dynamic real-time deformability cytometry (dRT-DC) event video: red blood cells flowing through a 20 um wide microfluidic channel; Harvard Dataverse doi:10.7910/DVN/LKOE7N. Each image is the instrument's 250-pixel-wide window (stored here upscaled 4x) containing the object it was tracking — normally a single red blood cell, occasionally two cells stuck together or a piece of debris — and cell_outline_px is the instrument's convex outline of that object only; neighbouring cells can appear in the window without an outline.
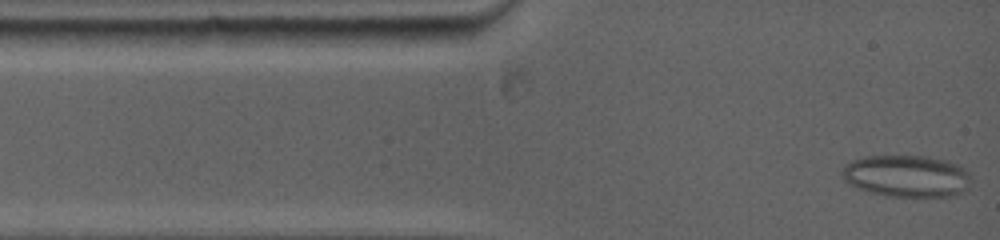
{"species": "common noctule bat (a hibernating species)", "species_latin": "Nyctalus noctula", "temperature_condition": "warm", "stored_images_in_passage": 25, "camera_frame_rate_fps": 5000, "um_per_image_px": 0.085, "animal": {"sex": "female", "body_mass_g": 19.0, "forearm_length_mm": 53.3}, "frame": {"image": 1, "passage_image": 1, "time_ms": 0.0, "image_size_px": [1000, 240], "cell_outline_px": [[968, 188], [964, 192], [952, 196], [888, 196], [872, 192], [848, 184], [844, 180], [840, 172], [852, 160], [864, 156], [928, 156], [948, 160], [960, 164], [968, 172]], "centroid_in_image_um": [77.08, 14.95], "position_along_channel_um": 7.9, "area_um2": 31.5}}
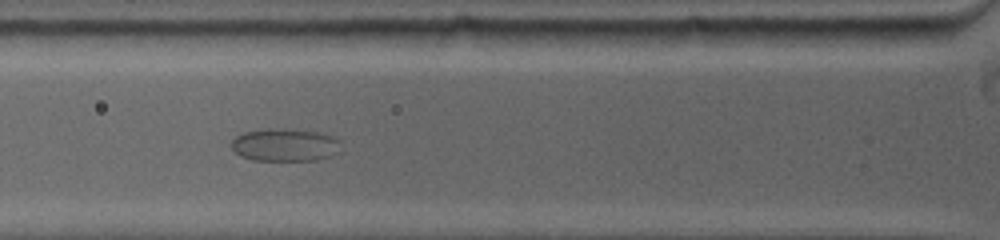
{"frame": {"image": 2, "passage_image": 13, "time_ms": 3.8, "image_size_px": [1000, 240], "cell_outline_px": [[340, 152], [316, 160], [252, 160], [240, 156], [232, 148], [232, 140], [236, 136], [244, 132], [268, 128], [296, 128], [324, 132], [340, 140]], "centroid_in_image_um": [24.26, 12.29], "position_along_channel_um": 101.5, "area_um2": 21.33}}
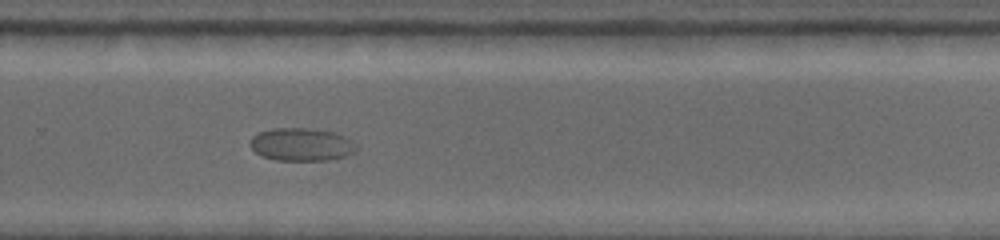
{"frame": {"image": 3, "passage_image": 25, "time_ms": 9.4, "image_size_px": [1000, 240], "cell_outline_px": [[356, 152], [332, 160], [276, 160], [260, 156], [252, 148], [252, 136], [260, 132], [276, 128], [300, 128], [332, 132], [344, 136], [356, 144]], "centroid_in_image_um": [25.64, 12.3], "position_along_channel_um": 304.2, "area_um2": 20.06}}